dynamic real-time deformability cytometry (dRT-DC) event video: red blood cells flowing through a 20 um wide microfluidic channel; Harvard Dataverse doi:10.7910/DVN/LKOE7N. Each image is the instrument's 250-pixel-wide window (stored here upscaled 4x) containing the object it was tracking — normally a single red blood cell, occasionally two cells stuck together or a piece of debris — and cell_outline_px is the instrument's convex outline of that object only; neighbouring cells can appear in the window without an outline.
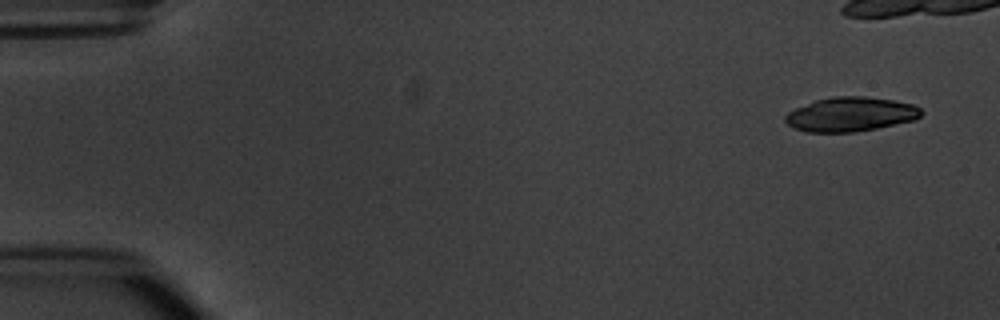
{"species": "common noctule bat (a hibernating species)", "species_latin": "Nyctalus noctula", "temperature_condition": "warm", "stored_images_in_passage": 15, "camera_frame_rate_fps": 3000, "um_per_image_px": 0.085, "animal": {"sex": "male", "body_mass_g": 20.1, "forearm_length_mm": 53.5}, "frame": {"image": 1, "passage_image": 1, "time_ms": 0.0, "image_size_px": [1000, 320], "cell_outline_px": [[924, 112], [916, 120], [856, 132], [808, 132], [796, 128], [788, 124], [784, 120], [784, 116], [788, 112], [796, 108], [816, 100], [832, 96], [864, 96], [892, 100], [912, 104], [920, 108]], "centroid_in_image_um": [72.32, 9.71], "position_along_channel_um": 12.7, "area_um2": 27.11}, "authors_computed_cell_mechanics": {"area_um2": 20.8658, "velocity_mm_per_s": 3.765, "shape_relaxation_time_tau1_ms": 2.2321, "shape_relaxation_time_tau2_ms": null, "deformation_change_tau1": 0.0838, "deformation_change_tau2": null}}